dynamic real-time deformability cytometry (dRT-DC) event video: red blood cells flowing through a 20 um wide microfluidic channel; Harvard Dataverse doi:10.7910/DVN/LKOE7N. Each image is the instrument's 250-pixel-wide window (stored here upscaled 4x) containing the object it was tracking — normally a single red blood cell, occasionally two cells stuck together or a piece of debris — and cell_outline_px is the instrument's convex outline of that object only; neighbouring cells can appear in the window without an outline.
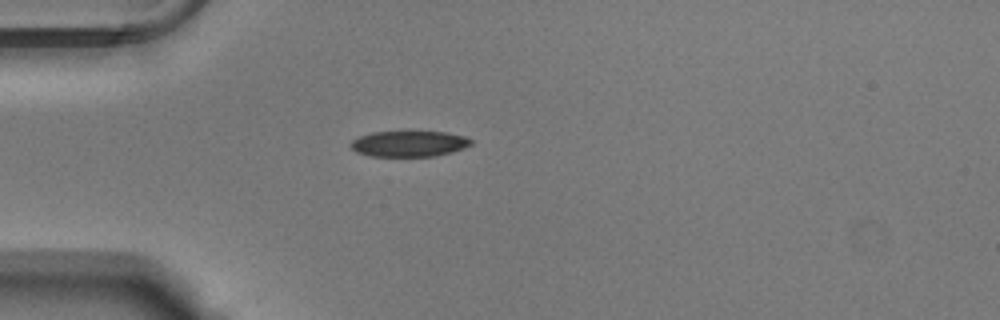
{"species": "Egyptian fruit bat (a non-hibernating species)", "species_latin": "Rousettus aegyptiacus", "temperature_condition": "warm", "stored_images_in_passage": 39, "camera_frame_rate_fps": 3000, "um_per_image_px": 0.085, "animal": {"sex": "male"}, "frame": {"image": 1, "passage_image": 1, "time_ms": 0.0, "image_size_px": [1000, 320], "cell_outline_px": [[472, 144], [464, 148], [452, 152], [436, 156], [372, 156], [356, 152], [348, 144], [352, 140], [360, 136], [372, 132], [444, 132], [464, 136], [472, 140]], "centroid_in_image_um": [34.76, 12.22], "position_along_channel_um": 50.2, "area_um2": 18.03}}
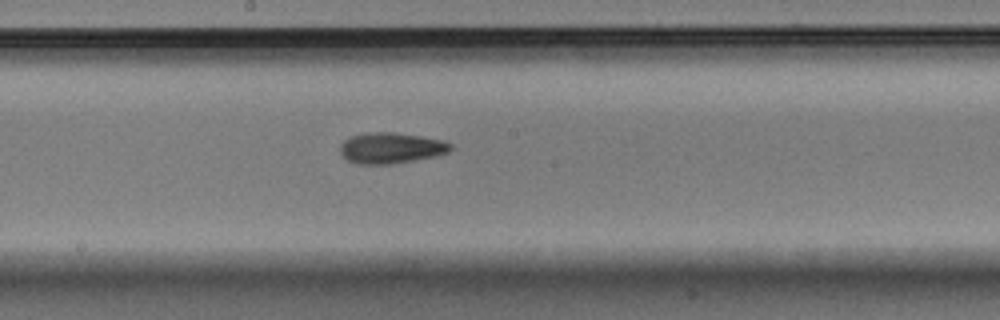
{"frame": {"image": 2, "passage_image": 15, "time_ms": 4.667, "image_size_px": [1000, 320], "cell_outline_px": [[452, 148], [448, 152], [436, 156], [392, 164], [356, 164], [348, 160], [340, 152], [340, 144], [344, 140], [352, 136], [368, 132], [392, 132], [420, 136], [444, 140], [452, 144]], "centroid_in_image_um": [33.24, 12.58], "position_along_channel_um": 215.0, "area_um2": 19.88}}
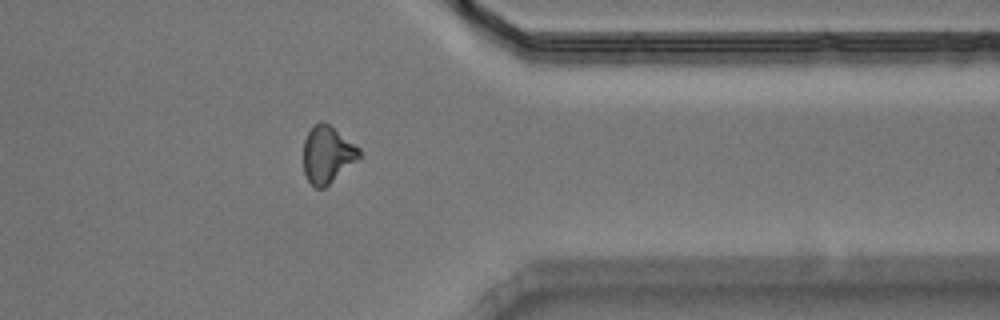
{"frame": {"image": 3, "passage_image": 29, "time_ms": 9.333, "image_size_px": [1000, 320], "cell_outline_px": [[360, 156], [356, 160], [324, 188], [316, 188], [308, 180], [304, 172], [304, 140], [308, 132], [320, 120], [324, 120], [360, 148]], "centroid_in_image_um": [27.81, 13.11], "position_along_channel_um": 383.6, "area_um2": 18.21}, "authors_computed_cell_mechanics": {"area_um2": 18.6116, "velocity_mm_per_s": 3.8063, "shape_relaxation_time_tau1_ms": 4.5246, "shape_relaxation_time_tau2_ms": 5.0868, "deformation_change_tau1": 0.1429, "deformation_change_tau2": 0.133}}